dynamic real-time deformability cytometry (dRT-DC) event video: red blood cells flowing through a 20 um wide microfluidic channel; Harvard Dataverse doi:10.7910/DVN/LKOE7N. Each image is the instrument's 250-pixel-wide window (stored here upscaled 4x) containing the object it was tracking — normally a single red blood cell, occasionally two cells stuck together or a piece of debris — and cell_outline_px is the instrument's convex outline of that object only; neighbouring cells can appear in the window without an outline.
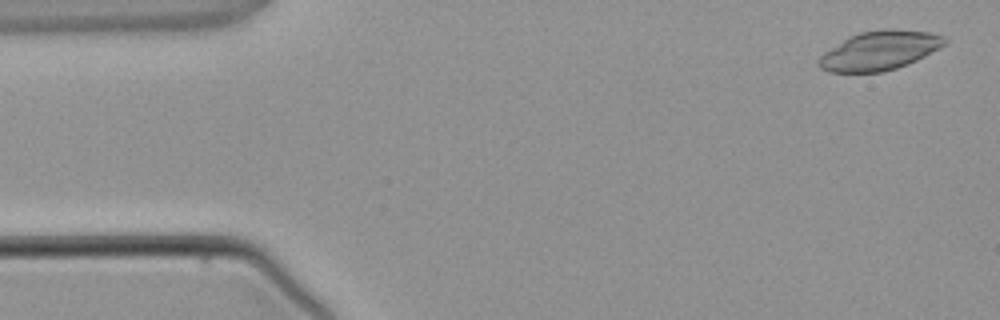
{"species": "common noctule bat (a hibernating species)", "species_latin": "Nyctalus noctula", "temperature_condition": "warm", "stored_images_in_passage": 4, "camera_frame_rate_fps": 3000, "um_per_image_px": 0.085, "animal": {"sex": "male", "body_mass_g": 21.5, "forearm_length_mm": 52.0}, "frame": {"image": 1, "passage_image": 1, "time_ms": 0.0, "image_size_px": [1000, 320], "cell_outline_px": [[948, 44], [916, 60], [896, 68], [884, 72], [828, 72], [820, 68], [816, 64], [816, 60], [824, 52], [844, 40], [860, 32], [928, 32], [944, 36], [948, 40]], "centroid_in_image_um": [74.73, 4.36], "position_along_channel_um": 10.3, "area_um2": 27.63}}